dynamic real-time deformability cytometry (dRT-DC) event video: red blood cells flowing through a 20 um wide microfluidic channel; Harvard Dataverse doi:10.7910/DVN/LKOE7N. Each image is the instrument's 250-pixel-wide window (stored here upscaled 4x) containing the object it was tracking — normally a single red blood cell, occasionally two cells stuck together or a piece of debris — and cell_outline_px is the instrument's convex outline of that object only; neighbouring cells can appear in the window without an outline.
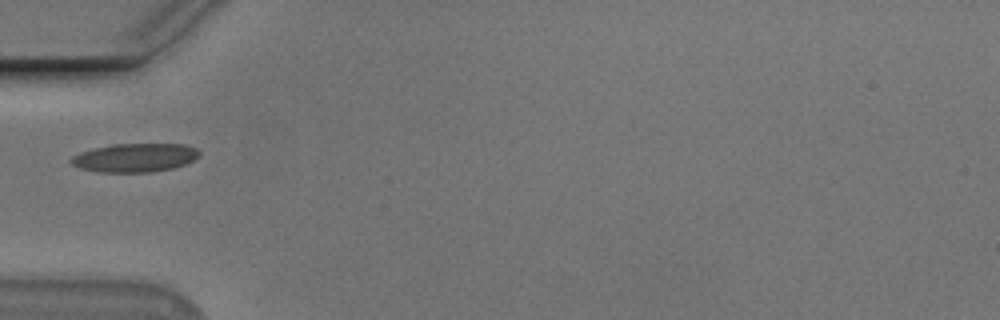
{"species": "Egyptian fruit bat (a non-hibernating species)", "species_latin": "Rousettus aegyptiacus", "temperature_condition": "cold", "stored_images_in_passage": 20, "camera_frame_rate_fps": 3000, "um_per_image_px": 0.085, "animal": {"sex": "male"}, "frame": {"image": 1, "passage_image": 1, "time_ms": 0.0, "image_size_px": [1000, 320], "cell_outline_px": [[200, 156], [184, 164], [172, 168], [152, 172], [96, 172], [80, 168], [72, 164], [68, 160], [72, 156], [80, 152], [92, 148], [112, 144], [184, 144], [196, 148], [200, 152]], "centroid_in_image_um": [11.43, 13.4], "position_along_channel_um": 73.6, "area_um2": 21.5}}
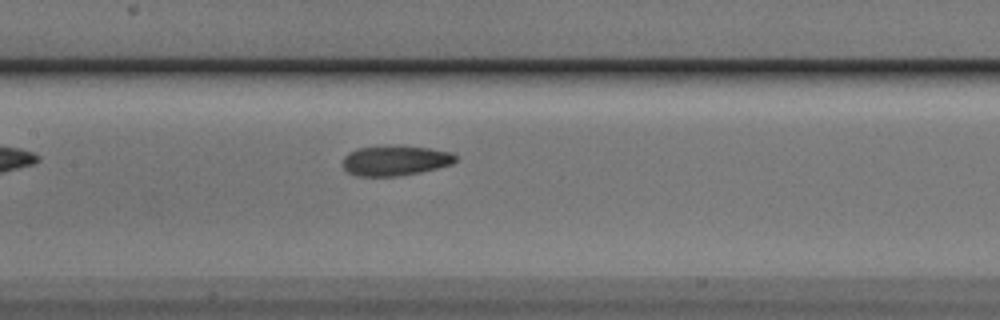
{"frame": {"image": 2, "passage_image": 9, "time_ms": 2.667, "image_size_px": [1000, 320], "cell_outline_px": [[456, 160], [452, 164], [420, 172], [396, 176], [356, 176], [348, 172], [344, 168], [344, 156], [348, 152], [356, 148], [384, 144], [400, 144], [428, 148], [452, 152], [456, 156]], "centroid_in_image_um": [33.57, 13.61], "position_along_channel_um": 173.8, "area_um2": 20.23}}
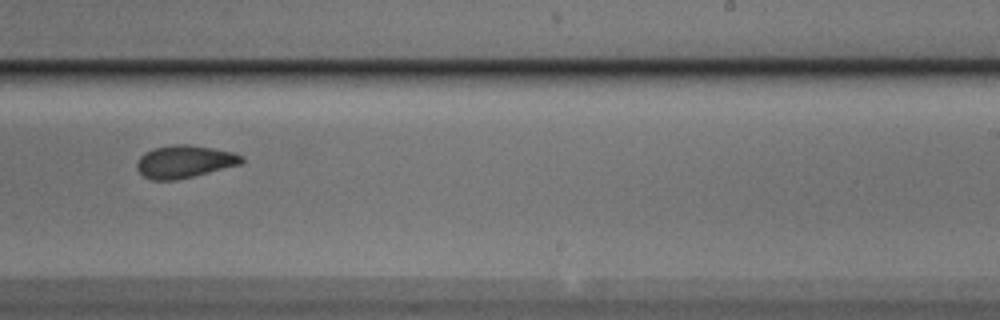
{"frame": {"image": 3, "passage_image": 17, "time_ms": 5.333, "image_size_px": [1000, 320], "cell_outline_px": [[244, 160], [240, 164], [176, 180], [152, 180], [144, 176], [136, 168], [136, 164], [140, 156], [144, 152], [156, 148], [172, 144], [188, 144], [212, 148], [232, 152], [244, 156]], "centroid_in_image_um": [15.66, 13.73], "position_along_channel_um": 273.3, "area_um2": 19.71}}